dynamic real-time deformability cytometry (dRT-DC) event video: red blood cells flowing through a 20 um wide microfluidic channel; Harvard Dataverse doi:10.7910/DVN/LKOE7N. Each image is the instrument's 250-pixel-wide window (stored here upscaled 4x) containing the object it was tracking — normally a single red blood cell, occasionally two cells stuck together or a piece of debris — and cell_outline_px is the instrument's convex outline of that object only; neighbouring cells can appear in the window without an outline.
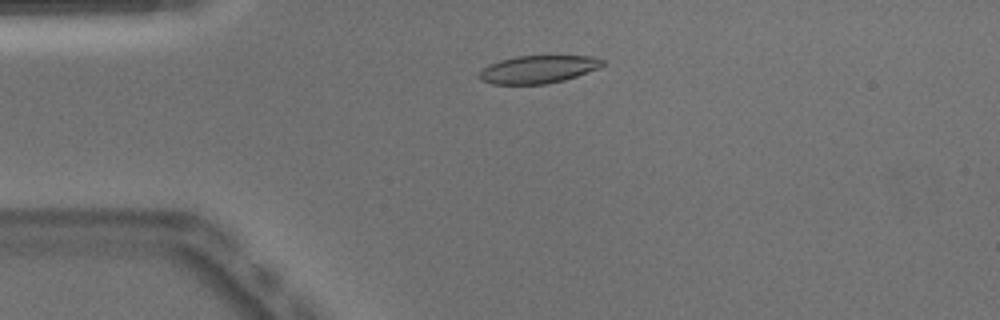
{"species": "Egyptian fruit bat (a non-hibernating species)", "species_latin": "Rousettus aegyptiacus", "temperature_condition": "warm", "stored_images_in_passage": 48, "camera_frame_rate_fps": 3000, "um_per_image_px": 0.085, "animal": {"sex": "male"}, "frame": {"image": 1, "passage_image": 9, "time_ms": 2.667, "image_size_px": [1000, 320], "cell_outline_px": [[604, 64], [600, 68], [564, 80], [548, 84], [492, 84], [480, 80], [476, 76], [488, 64], [500, 60], [516, 56], [592, 56], [604, 60]], "centroid_in_image_um": [45.72, 5.9], "position_along_channel_um": 39.3, "area_um2": 20.06}}
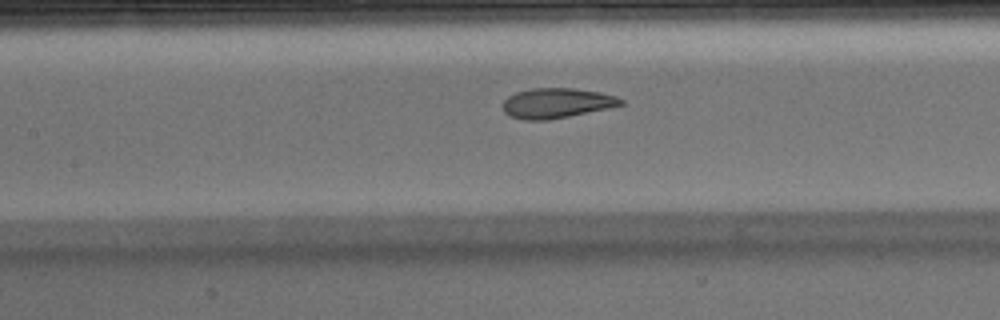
{"frame": {"image": 2, "passage_image": 20, "time_ms": 6.333, "image_size_px": [1000, 320], "cell_outline_px": [[624, 104], [608, 108], [548, 120], [524, 120], [508, 116], [504, 112], [504, 100], [508, 96], [516, 92], [532, 88], [572, 88], [600, 92], [616, 96], [624, 100]], "centroid_in_image_um": [47.3, 8.76], "position_along_channel_um": 160.1, "area_um2": 20.58}}
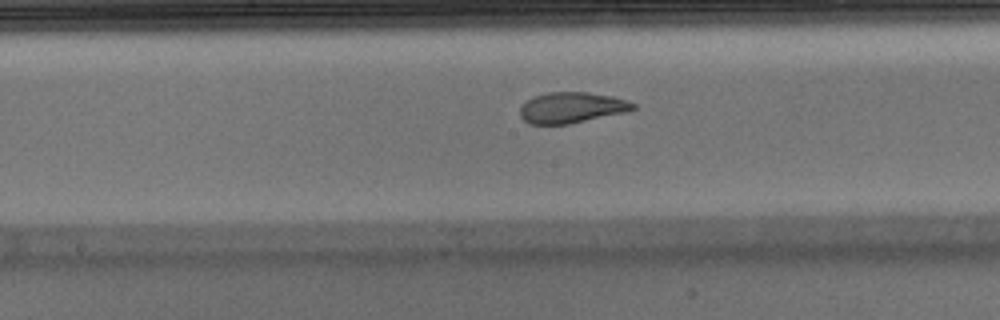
{"frame": {"image": 3, "passage_image": 23, "time_ms": 7.333, "image_size_px": [1000, 320], "cell_outline_px": [[636, 108], [624, 112], [568, 124], [528, 124], [520, 116], [520, 104], [532, 96], [548, 92], [588, 92], [612, 96], [628, 100], [636, 104]], "centroid_in_image_um": [48.54, 9.13], "position_along_channel_um": 199.7, "area_um2": 20.4}, "authors_computed_cell_mechanics": {"area_um2": 21.1548, "velocity_mm_per_s": 3.9606, "shape_relaxation_time_tau1_ms": 8.4972, "shape_relaxation_time_tau2_ms": 0.9446, "deformation_change_tau1": 0.2754, "deformation_change_tau2": 0.0641}}